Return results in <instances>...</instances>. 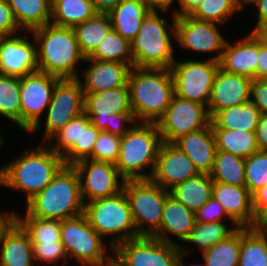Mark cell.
<instances>
[{"instance_id": "obj_1", "label": "cell", "mask_w": 267, "mask_h": 266, "mask_svg": "<svg viewBox=\"0 0 267 266\" xmlns=\"http://www.w3.org/2000/svg\"><path fill=\"white\" fill-rule=\"evenodd\" d=\"M32 147L0 168V187L21 191L26 203L42 191L65 166L63 157L46 143ZM44 145V146H43Z\"/></svg>"}, {"instance_id": "obj_2", "label": "cell", "mask_w": 267, "mask_h": 266, "mask_svg": "<svg viewBox=\"0 0 267 266\" xmlns=\"http://www.w3.org/2000/svg\"><path fill=\"white\" fill-rule=\"evenodd\" d=\"M127 85L137 122L156 123L175 95L170 68L132 67Z\"/></svg>"}, {"instance_id": "obj_3", "label": "cell", "mask_w": 267, "mask_h": 266, "mask_svg": "<svg viewBox=\"0 0 267 266\" xmlns=\"http://www.w3.org/2000/svg\"><path fill=\"white\" fill-rule=\"evenodd\" d=\"M37 47L38 71L63 78H79L85 63L73 27L47 24L30 32ZM78 68V69H77Z\"/></svg>"}, {"instance_id": "obj_4", "label": "cell", "mask_w": 267, "mask_h": 266, "mask_svg": "<svg viewBox=\"0 0 267 266\" xmlns=\"http://www.w3.org/2000/svg\"><path fill=\"white\" fill-rule=\"evenodd\" d=\"M23 217L65 220L84 214L80 180L73 166H64L53 180L25 204Z\"/></svg>"}, {"instance_id": "obj_5", "label": "cell", "mask_w": 267, "mask_h": 266, "mask_svg": "<svg viewBox=\"0 0 267 266\" xmlns=\"http://www.w3.org/2000/svg\"><path fill=\"white\" fill-rule=\"evenodd\" d=\"M159 12L161 14H159ZM168 11L150 10L141 22L140 29L131 41L133 67L170 68L174 63L175 19L172 23L161 15Z\"/></svg>"}, {"instance_id": "obj_6", "label": "cell", "mask_w": 267, "mask_h": 266, "mask_svg": "<svg viewBox=\"0 0 267 266\" xmlns=\"http://www.w3.org/2000/svg\"><path fill=\"white\" fill-rule=\"evenodd\" d=\"M161 144L156 123L137 122L121 137L120 154L115 164L121 178L125 181L150 179ZM146 169H150L149 173Z\"/></svg>"}, {"instance_id": "obj_7", "label": "cell", "mask_w": 267, "mask_h": 266, "mask_svg": "<svg viewBox=\"0 0 267 266\" xmlns=\"http://www.w3.org/2000/svg\"><path fill=\"white\" fill-rule=\"evenodd\" d=\"M84 215L90 226L114 249L120 243L140 237L133 221L128 198L124 190L118 194L85 203Z\"/></svg>"}, {"instance_id": "obj_8", "label": "cell", "mask_w": 267, "mask_h": 266, "mask_svg": "<svg viewBox=\"0 0 267 266\" xmlns=\"http://www.w3.org/2000/svg\"><path fill=\"white\" fill-rule=\"evenodd\" d=\"M123 190L130 204L137 234L152 237L160 228L163 207L169 191L150 179L126 180Z\"/></svg>"}, {"instance_id": "obj_9", "label": "cell", "mask_w": 267, "mask_h": 266, "mask_svg": "<svg viewBox=\"0 0 267 266\" xmlns=\"http://www.w3.org/2000/svg\"><path fill=\"white\" fill-rule=\"evenodd\" d=\"M60 241L68 261L75 258L78 264H99L113 257V249L105 246V241L84 214L61 221ZM109 250L111 253L107 252Z\"/></svg>"}, {"instance_id": "obj_10", "label": "cell", "mask_w": 267, "mask_h": 266, "mask_svg": "<svg viewBox=\"0 0 267 266\" xmlns=\"http://www.w3.org/2000/svg\"><path fill=\"white\" fill-rule=\"evenodd\" d=\"M203 60L177 61L176 59L170 67V71L176 96L207 107L220 63L211 60L210 57Z\"/></svg>"}, {"instance_id": "obj_11", "label": "cell", "mask_w": 267, "mask_h": 266, "mask_svg": "<svg viewBox=\"0 0 267 266\" xmlns=\"http://www.w3.org/2000/svg\"><path fill=\"white\" fill-rule=\"evenodd\" d=\"M61 78L40 71L20 77V129L36 133L51 101L56 83Z\"/></svg>"}, {"instance_id": "obj_12", "label": "cell", "mask_w": 267, "mask_h": 266, "mask_svg": "<svg viewBox=\"0 0 267 266\" xmlns=\"http://www.w3.org/2000/svg\"><path fill=\"white\" fill-rule=\"evenodd\" d=\"M180 249L154 237L140 236L113 249L120 266H176Z\"/></svg>"}, {"instance_id": "obj_13", "label": "cell", "mask_w": 267, "mask_h": 266, "mask_svg": "<svg viewBox=\"0 0 267 266\" xmlns=\"http://www.w3.org/2000/svg\"><path fill=\"white\" fill-rule=\"evenodd\" d=\"M210 122L205 105L174 95L156 125L162 142L173 143L182 135L207 127Z\"/></svg>"}, {"instance_id": "obj_14", "label": "cell", "mask_w": 267, "mask_h": 266, "mask_svg": "<svg viewBox=\"0 0 267 266\" xmlns=\"http://www.w3.org/2000/svg\"><path fill=\"white\" fill-rule=\"evenodd\" d=\"M84 93L79 78L60 79L54 88L48 105L44 125L43 141L64 127L69 121L83 113Z\"/></svg>"}, {"instance_id": "obj_15", "label": "cell", "mask_w": 267, "mask_h": 266, "mask_svg": "<svg viewBox=\"0 0 267 266\" xmlns=\"http://www.w3.org/2000/svg\"><path fill=\"white\" fill-rule=\"evenodd\" d=\"M218 23L198 20L191 16L176 17L175 40L182 50L195 53H217L210 59L219 62L226 38L220 33Z\"/></svg>"}, {"instance_id": "obj_16", "label": "cell", "mask_w": 267, "mask_h": 266, "mask_svg": "<svg viewBox=\"0 0 267 266\" xmlns=\"http://www.w3.org/2000/svg\"><path fill=\"white\" fill-rule=\"evenodd\" d=\"M72 166L79 176L84 204L116 195L123 190L125 180L121 178L114 164L84 159Z\"/></svg>"}, {"instance_id": "obj_17", "label": "cell", "mask_w": 267, "mask_h": 266, "mask_svg": "<svg viewBox=\"0 0 267 266\" xmlns=\"http://www.w3.org/2000/svg\"><path fill=\"white\" fill-rule=\"evenodd\" d=\"M21 33L0 38L1 75L23 77L38 71L36 42L32 35L33 42L29 40L30 32L26 37Z\"/></svg>"}, {"instance_id": "obj_18", "label": "cell", "mask_w": 267, "mask_h": 266, "mask_svg": "<svg viewBox=\"0 0 267 266\" xmlns=\"http://www.w3.org/2000/svg\"><path fill=\"white\" fill-rule=\"evenodd\" d=\"M199 174L193 162L173 143L162 142L150 180L169 190L190 177Z\"/></svg>"}, {"instance_id": "obj_19", "label": "cell", "mask_w": 267, "mask_h": 266, "mask_svg": "<svg viewBox=\"0 0 267 266\" xmlns=\"http://www.w3.org/2000/svg\"><path fill=\"white\" fill-rule=\"evenodd\" d=\"M83 112L99 130L107 132L111 114L133 113L128 85L96 93H84Z\"/></svg>"}, {"instance_id": "obj_20", "label": "cell", "mask_w": 267, "mask_h": 266, "mask_svg": "<svg viewBox=\"0 0 267 266\" xmlns=\"http://www.w3.org/2000/svg\"><path fill=\"white\" fill-rule=\"evenodd\" d=\"M251 83V79L227 73L219 67L207 105L210 118L220 110L249 102Z\"/></svg>"}, {"instance_id": "obj_21", "label": "cell", "mask_w": 267, "mask_h": 266, "mask_svg": "<svg viewBox=\"0 0 267 266\" xmlns=\"http://www.w3.org/2000/svg\"><path fill=\"white\" fill-rule=\"evenodd\" d=\"M259 56V40L249 32L244 38L236 39L235 43L226 41L220 68L227 73L237 74L251 80L257 79Z\"/></svg>"}, {"instance_id": "obj_22", "label": "cell", "mask_w": 267, "mask_h": 266, "mask_svg": "<svg viewBox=\"0 0 267 266\" xmlns=\"http://www.w3.org/2000/svg\"><path fill=\"white\" fill-rule=\"evenodd\" d=\"M212 197L223 206L233 226L251 228L255 219L253 198L245 186L214 182Z\"/></svg>"}, {"instance_id": "obj_23", "label": "cell", "mask_w": 267, "mask_h": 266, "mask_svg": "<svg viewBox=\"0 0 267 266\" xmlns=\"http://www.w3.org/2000/svg\"><path fill=\"white\" fill-rule=\"evenodd\" d=\"M89 67L83 70V93H96L124 87L131 67L126 63L85 59Z\"/></svg>"}, {"instance_id": "obj_24", "label": "cell", "mask_w": 267, "mask_h": 266, "mask_svg": "<svg viewBox=\"0 0 267 266\" xmlns=\"http://www.w3.org/2000/svg\"><path fill=\"white\" fill-rule=\"evenodd\" d=\"M173 144L188 156L199 173L211 172L217 152L211 124L180 136Z\"/></svg>"}, {"instance_id": "obj_25", "label": "cell", "mask_w": 267, "mask_h": 266, "mask_svg": "<svg viewBox=\"0 0 267 266\" xmlns=\"http://www.w3.org/2000/svg\"><path fill=\"white\" fill-rule=\"evenodd\" d=\"M195 223V213L168 195L163 207L160 228L152 237L179 247V243L170 239L171 235L184 242Z\"/></svg>"}, {"instance_id": "obj_26", "label": "cell", "mask_w": 267, "mask_h": 266, "mask_svg": "<svg viewBox=\"0 0 267 266\" xmlns=\"http://www.w3.org/2000/svg\"><path fill=\"white\" fill-rule=\"evenodd\" d=\"M0 266H34L29 236L14 221L0 240Z\"/></svg>"}, {"instance_id": "obj_27", "label": "cell", "mask_w": 267, "mask_h": 266, "mask_svg": "<svg viewBox=\"0 0 267 266\" xmlns=\"http://www.w3.org/2000/svg\"><path fill=\"white\" fill-rule=\"evenodd\" d=\"M149 11L145 0H123L109 12L112 27L120 36L131 42Z\"/></svg>"}, {"instance_id": "obj_28", "label": "cell", "mask_w": 267, "mask_h": 266, "mask_svg": "<svg viewBox=\"0 0 267 266\" xmlns=\"http://www.w3.org/2000/svg\"><path fill=\"white\" fill-rule=\"evenodd\" d=\"M213 184L209 174L199 173L168 191L171 197L196 213L212 197Z\"/></svg>"}, {"instance_id": "obj_29", "label": "cell", "mask_w": 267, "mask_h": 266, "mask_svg": "<svg viewBox=\"0 0 267 266\" xmlns=\"http://www.w3.org/2000/svg\"><path fill=\"white\" fill-rule=\"evenodd\" d=\"M260 110L251 101L218 111L211 118L212 129L255 131Z\"/></svg>"}, {"instance_id": "obj_30", "label": "cell", "mask_w": 267, "mask_h": 266, "mask_svg": "<svg viewBox=\"0 0 267 266\" xmlns=\"http://www.w3.org/2000/svg\"><path fill=\"white\" fill-rule=\"evenodd\" d=\"M22 31L31 32L51 21V0H6Z\"/></svg>"}, {"instance_id": "obj_31", "label": "cell", "mask_w": 267, "mask_h": 266, "mask_svg": "<svg viewBox=\"0 0 267 266\" xmlns=\"http://www.w3.org/2000/svg\"><path fill=\"white\" fill-rule=\"evenodd\" d=\"M96 13L92 0H51L50 23L60 27H74Z\"/></svg>"}, {"instance_id": "obj_32", "label": "cell", "mask_w": 267, "mask_h": 266, "mask_svg": "<svg viewBox=\"0 0 267 266\" xmlns=\"http://www.w3.org/2000/svg\"><path fill=\"white\" fill-rule=\"evenodd\" d=\"M109 13L97 12L87 21L73 27L81 53L85 58L99 45L101 39L112 29Z\"/></svg>"}, {"instance_id": "obj_33", "label": "cell", "mask_w": 267, "mask_h": 266, "mask_svg": "<svg viewBox=\"0 0 267 266\" xmlns=\"http://www.w3.org/2000/svg\"><path fill=\"white\" fill-rule=\"evenodd\" d=\"M209 175L213 182L245 186V158L217 150Z\"/></svg>"}, {"instance_id": "obj_34", "label": "cell", "mask_w": 267, "mask_h": 266, "mask_svg": "<svg viewBox=\"0 0 267 266\" xmlns=\"http://www.w3.org/2000/svg\"><path fill=\"white\" fill-rule=\"evenodd\" d=\"M99 61H112L133 67L131 42L120 36L113 28L101 39V42L86 57Z\"/></svg>"}, {"instance_id": "obj_35", "label": "cell", "mask_w": 267, "mask_h": 266, "mask_svg": "<svg viewBox=\"0 0 267 266\" xmlns=\"http://www.w3.org/2000/svg\"><path fill=\"white\" fill-rule=\"evenodd\" d=\"M217 150H221L242 158H248L259 149L256 144L255 131L212 129Z\"/></svg>"}, {"instance_id": "obj_36", "label": "cell", "mask_w": 267, "mask_h": 266, "mask_svg": "<svg viewBox=\"0 0 267 266\" xmlns=\"http://www.w3.org/2000/svg\"><path fill=\"white\" fill-rule=\"evenodd\" d=\"M238 266H267V233L241 228Z\"/></svg>"}, {"instance_id": "obj_37", "label": "cell", "mask_w": 267, "mask_h": 266, "mask_svg": "<svg viewBox=\"0 0 267 266\" xmlns=\"http://www.w3.org/2000/svg\"><path fill=\"white\" fill-rule=\"evenodd\" d=\"M241 245V228H237L226 239L202 252L206 266H238Z\"/></svg>"}, {"instance_id": "obj_38", "label": "cell", "mask_w": 267, "mask_h": 266, "mask_svg": "<svg viewBox=\"0 0 267 266\" xmlns=\"http://www.w3.org/2000/svg\"><path fill=\"white\" fill-rule=\"evenodd\" d=\"M230 227L224 221L211 223L196 222L184 242L195 245L202 253L213 247L216 243L226 239L238 228L232 225Z\"/></svg>"}, {"instance_id": "obj_39", "label": "cell", "mask_w": 267, "mask_h": 266, "mask_svg": "<svg viewBox=\"0 0 267 266\" xmlns=\"http://www.w3.org/2000/svg\"><path fill=\"white\" fill-rule=\"evenodd\" d=\"M15 222L29 236L31 243L61 242L60 220L20 217L15 212Z\"/></svg>"}, {"instance_id": "obj_40", "label": "cell", "mask_w": 267, "mask_h": 266, "mask_svg": "<svg viewBox=\"0 0 267 266\" xmlns=\"http://www.w3.org/2000/svg\"><path fill=\"white\" fill-rule=\"evenodd\" d=\"M20 77L0 74V116L20 127Z\"/></svg>"}, {"instance_id": "obj_41", "label": "cell", "mask_w": 267, "mask_h": 266, "mask_svg": "<svg viewBox=\"0 0 267 266\" xmlns=\"http://www.w3.org/2000/svg\"><path fill=\"white\" fill-rule=\"evenodd\" d=\"M101 130L97 129L90 118L83 112L81 114L80 145H73L62 157L66 166H72L78 161L88 159L97 141Z\"/></svg>"}, {"instance_id": "obj_42", "label": "cell", "mask_w": 267, "mask_h": 266, "mask_svg": "<svg viewBox=\"0 0 267 266\" xmlns=\"http://www.w3.org/2000/svg\"><path fill=\"white\" fill-rule=\"evenodd\" d=\"M240 11L242 9L235 0H203L191 17L224 25Z\"/></svg>"}, {"instance_id": "obj_43", "label": "cell", "mask_w": 267, "mask_h": 266, "mask_svg": "<svg viewBox=\"0 0 267 266\" xmlns=\"http://www.w3.org/2000/svg\"><path fill=\"white\" fill-rule=\"evenodd\" d=\"M267 184V151L245 158V187L253 195Z\"/></svg>"}, {"instance_id": "obj_44", "label": "cell", "mask_w": 267, "mask_h": 266, "mask_svg": "<svg viewBox=\"0 0 267 266\" xmlns=\"http://www.w3.org/2000/svg\"><path fill=\"white\" fill-rule=\"evenodd\" d=\"M81 114L69 121L64 127L54 133L46 145L63 156L73 145H80ZM55 141L53 142L52 140Z\"/></svg>"}, {"instance_id": "obj_45", "label": "cell", "mask_w": 267, "mask_h": 266, "mask_svg": "<svg viewBox=\"0 0 267 266\" xmlns=\"http://www.w3.org/2000/svg\"><path fill=\"white\" fill-rule=\"evenodd\" d=\"M121 137L101 131L88 159L116 164L120 154Z\"/></svg>"}, {"instance_id": "obj_46", "label": "cell", "mask_w": 267, "mask_h": 266, "mask_svg": "<svg viewBox=\"0 0 267 266\" xmlns=\"http://www.w3.org/2000/svg\"><path fill=\"white\" fill-rule=\"evenodd\" d=\"M34 262L50 263L53 266H59V260L63 262L62 266L68 263L63 244L61 242L32 243ZM64 260V261H63Z\"/></svg>"}, {"instance_id": "obj_47", "label": "cell", "mask_w": 267, "mask_h": 266, "mask_svg": "<svg viewBox=\"0 0 267 266\" xmlns=\"http://www.w3.org/2000/svg\"><path fill=\"white\" fill-rule=\"evenodd\" d=\"M225 218L231 221L225 213L223 206L214 197H211L195 213V222L200 223L222 222L225 221Z\"/></svg>"}, {"instance_id": "obj_48", "label": "cell", "mask_w": 267, "mask_h": 266, "mask_svg": "<svg viewBox=\"0 0 267 266\" xmlns=\"http://www.w3.org/2000/svg\"><path fill=\"white\" fill-rule=\"evenodd\" d=\"M23 32L6 0H0V38Z\"/></svg>"}, {"instance_id": "obj_49", "label": "cell", "mask_w": 267, "mask_h": 266, "mask_svg": "<svg viewBox=\"0 0 267 266\" xmlns=\"http://www.w3.org/2000/svg\"><path fill=\"white\" fill-rule=\"evenodd\" d=\"M136 123L137 121L134 118L133 113H122V114L113 113L111 114V118L109 120V123L107 124V132L122 137Z\"/></svg>"}, {"instance_id": "obj_50", "label": "cell", "mask_w": 267, "mask_h": 266, "mask_svg": "<svg viewBox=\"0 0 267 266\" xmlns=\"http://www.w3.org/2000/svg\"><path fill=\"white\" fill-rule=\"evenodd\" d=\"M250 101L257 106L260 113H267V80H252Z\"/></svg>"}, {"instance_id": "obj_51", "label": "cell", "mask_w": 267, "mask_h": 266, "mask_svg": "<svg viewBox=\"0 0 267 266\" xmlns=\"http://www.w3.org/2000/svg\"><path fill=\"white\" fill-rule=\"evenodd\" d=\"M255 137L258 149L267 151V113H260Z\"/></svg>"}, {"instance_id": "obj_52", "label": "cell", "mask_w": 267, "mask_h": 266, "mask_svg": "<svg viewBox=\"0 0 267 266\" xmlns=\"http://www.w3.org/2000/svg\"><path fill=\"white\" fill-rule=\"evenodd\" d=\"M203 0H179L178 8L170 11L175 17L191 16L198 8L200 2Z\"/></svg>"}, {"instance_id": "obj_53", "label": "cell", "mask_w": 267, "mask_h": 266, "mask_svg": "<svg viewBox=\"0 0 267 266\" xmlns=\"http://www.w3.org/2000/svg\"><path fill=\"white\" fill-rule=\"evenodd\" d=\"M257 79L267 80V45L259 41Z\"/></svg>"}, {"instance_id": "obj_54", "label": "cell", "mask_w": 267, "mask_h": 266, "mask_svg": "<svg viewBox=\"0 0 267 266\" xmlns=\"http://www.w3.org/2000/svg\"><path fill=\"white\" fill-rule=\"evenodd\" d=\"M251 228L261 233H267V205L263 206L256 214Z\"/></svg>"}, {"instance_id": "obj_55", "label": "cell", "mask_w": 267, "mask_h": 266, "mask_svg": "<svg viewBox=\"0 0 267 266\" xmlns=\"http://www.w3.org/2000/svg\"><path fill=\"white\" fill-rule=\"evenodd\" d=\"M250 5H254L257 10L254 11L256 12L254 16H257L256 26L253 28L254 30L260 23L267 21V0H254Z\"/></svg>"}, {"instance_id": "obj_56", "label": "cell", "mask_w": 267, "mask_h": 266, "mask_svg": "<svg viewBox=\"0 0 267 266\" xmlns=\"http://www.w3.org/2000/svg\"><path fill=\"white\" fill-rule=\"evenodd\" d=\"M253 209L256 214L263 206L267 205V184L257 190L253 195Z\"/></svg>"}, {"instance_id": "obj_57", "label": "cell", "mask_w": 267, "mask_h": 266, "mask_svg": "<svg viewBox=\"0 0 267 266\" xmlns=\"http://www.w3.org/2000/svg\"><path fill=\"white\" fill-rule=\"evenodd\" d=\"M95 10L101 13H109L123 0H92Z\"/></svg>"}, {"instance_id": "obj_58", "label": "cell", "mask_w": 267, "mask_h": 266, "mask_svg": "<svg viewBox=\"0 0 267 266\" xmlns=\"http://www.w3.org/2000/svg\"><path fill=\"white\" fill-rule=\"evenodd\" d=\"M150 10L156 11H170L169 8L172 9V4L174 1L179 2V0H145Z\"/></svg>"}, {"instance_id": "obj_59", "label": "cell", "mask_w": 267, "mask_h": 266, "mask_svg": "<svg viewBox=\"0 0 267 266\" xmlns=\"http://www.w3.org/2000/svg\"><path fill=\"white\" fill-rule=\"evenodd\" d=\"M15 221V212L12 210L9 212H0V240L2 234L10 227V225Z\"/></svg>"}, {"instance_id": "obj_60", "label": "cell", "mask_w": 267, "mask_h": 266, "mask_svg": "<svg viewBox=\"0 0 267 266\" xmlns=\"http://www.w3.org/2000/svg\"><path fill=\"white\" fill-rule=\"evenodd\" d=\"M251 32L261 43L267 45V21L260 23Z\"/></svg>"}, {"instance_id": "obj_61", "label": "cell", "mask_w": 267, "mask_h": 266, "mask_svg": "<svg viewBox=\"0 0 267 266\" xmlns=\"http://www.w3.org/2000/svg\"><path fill=\"white\" fill-rule=\"evenodd\" d=\"M189 248V249H188ZM183 246V245H180L179 246V249H180V254H179V257H178V260H177V263H176V266H188V265H185V258L184 257H188L190 254V250L191 248L188 246ZM189 266H206L205 262L203 263V265L201 264H190Z\"/></svg>"}, {"instance_id": "obj_62", "label": "cell", "mask_w": 267, "mask_h": 266, "mask_svg": "<svg viewBox=\"0 0 267 266\" xmlns=\"http://www.w3.org/2000/svg\"><path fill=\"white\" fill-rule=\"evenodd\" d=\"M80 266H114V257H112L109 261H106V262H103V263H99V264H80Z\"/></svg>"}, {"instance_id": "obj_63", "label": "cell", "mask_w": 267, "mask_h": 266, "mask_svg": "<svg viewBox=\"0 0 267 266\" xmlns=\"http://www.w3.org/2000/svg\"><path fill=\"white\" fill-rule=\"evenodd\" d=\"M254 0H235V2L239 5V7L244 10L246 7L249 6Z\"/></svg>"}, {"instance_id": "obj_64", "label": "cell", "mask_w": 267, "mask_h": 266, "mask_svg": "<svg viewBox=\"0 0 267 266\" xmlns=\"http://www.w3.org/2000/svg\"><path fill=\"white\" fill-rule=\"evenodd\" d=\"M4 142H5V138L1 135V132H0V149L4 146L3 145Z\"/></svg>"}, {"instance_id": "obj_65", "label": "cell", "mask_w": 267, "mask_h": 266, "mask_svg": "<svg viewBox=\"0 0 267 266\" xmlns=\"http://www.w3.org/2000/svg\"><path fill=\"white\" fill-rule=\"evenodd\" d=\"M114 266H120V265L114 260Z\"/></svg>"}]
</instances>
